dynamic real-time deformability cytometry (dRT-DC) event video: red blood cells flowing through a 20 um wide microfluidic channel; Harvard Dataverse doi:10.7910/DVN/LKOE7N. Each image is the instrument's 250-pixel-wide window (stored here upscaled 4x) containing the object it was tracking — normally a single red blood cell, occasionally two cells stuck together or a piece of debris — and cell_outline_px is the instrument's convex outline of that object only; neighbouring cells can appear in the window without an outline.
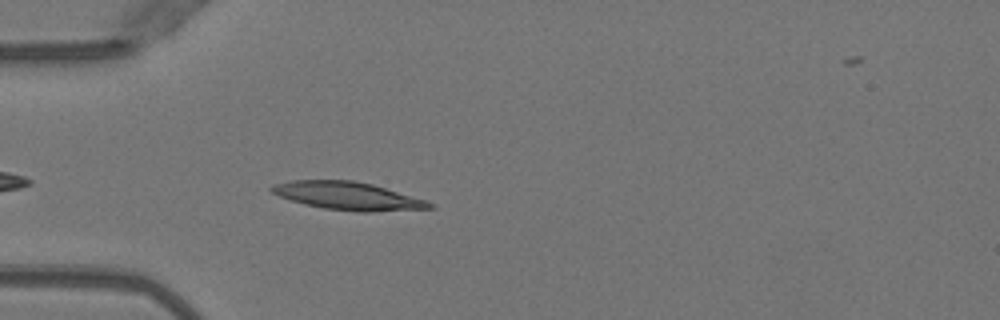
{"species": "Egyptian fruit bat (a non-hibernating species)", "species_latin": "Rousettus aegyptiacus", "temperature_condition": "warm", "stored_images_in_passage": 40, "camera_frame_rate_fps": 3000, "um_per_image_px": 0.085, "animal": {"sex": "female"}, "frame": {"image": 1, "passage_image": 4, "time_ms": 1.0, "image_size_px": [1000, 320], "cell_outline_px": [[436, 208], [372, 212], [356, 212], [324, 208], [304, 204], [280, 196], [272, 192], [268, 188], [272, 184], [292, 180], [352, 180], [372, 184], [424, 200], [436, 204]], "centroid_in_image_um": [29.56, 16.66], "position_along_channel_um": 55.4, "area_um2": 25.66}}
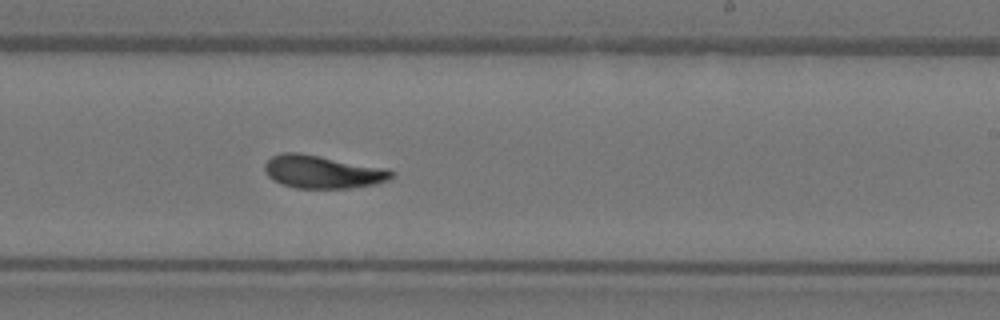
{"frame": {"image": 2, "passage_image": 20, "time_ms": 6.333, "image_size_px": [1000, 320], "cell_outline_px": [[396, 176], [388, 180], [372, 184], [348, 188], [296, 188], [280, 184], [272, 180], [268, 176], [264, 168], [264, 164], [272, 156], [280, 152], [300, 152], [388, 168], [396, 172]], "centroid_in_image_um": [27.42, 14.59], "position_along_channel_um": 261.6, "area_um2": 24.68}}
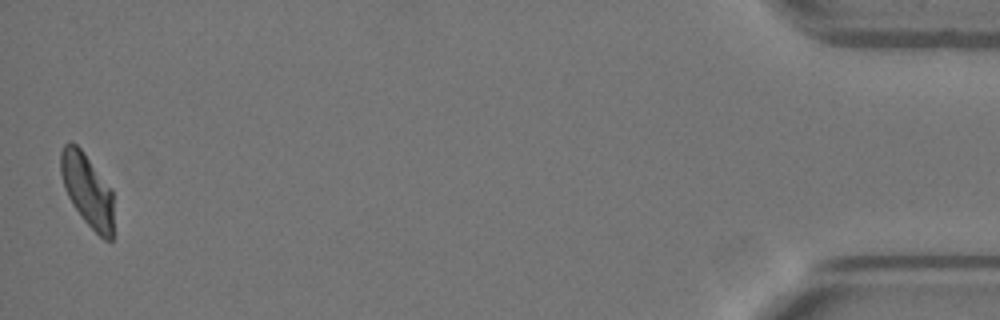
{"frame": {"image": 3, "passage_image": 39, "time_ms": 12.667, "image_size_px": [1000, 320], "cell_outline_px": [[112, 240], [104, 240], [84, 220], [72, 204], [64, 188], [60, 172], [60, 152], [64, 144], [72, 140], [80, 148], [112, 188]], "centroid_in_image_um": [7.4, 16.11], "position_along_channel_um": 427.8, "area_um2": 22.37}}